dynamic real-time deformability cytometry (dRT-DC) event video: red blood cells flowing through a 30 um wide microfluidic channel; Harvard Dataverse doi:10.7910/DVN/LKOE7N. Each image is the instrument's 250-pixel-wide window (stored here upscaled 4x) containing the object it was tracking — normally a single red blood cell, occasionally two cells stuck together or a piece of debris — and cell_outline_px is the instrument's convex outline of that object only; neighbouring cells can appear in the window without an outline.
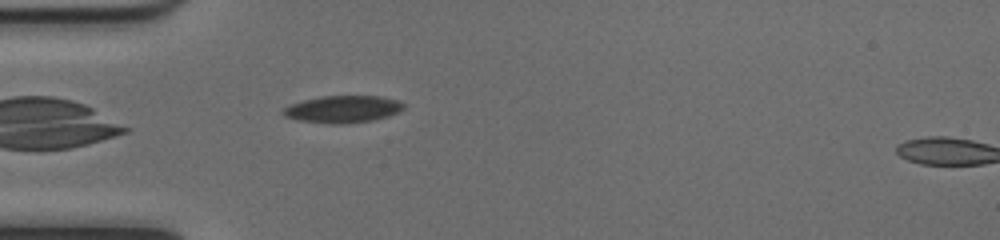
{"species": "common noctule bat (a hibernating species)", "species_latin": "Nyctalus noctula", "temperature_condition": "cold", "stored_images_in_passage": 38, "camera_frame_rate_fps": 3000, "um_per_image_px": 0.085, "animal": {"sex": "female", "body_mass_g": 17.0, "forearm_length_mm": 48.0}, "frame": {"image": 1, "passage_image": 2, "time_ms": 0.333, "image_size_px": [1000, 240], "cell_outline_px": [[404, 108], [388, 116], [372, 120], [340, 124], [332, 124], [300, 120], [284, 116], [280, 112], [284, 108], [292, 104], [304, 100], [320, 96], [380, 96], [400, 100], [404, 104]], "centroid_in_image_um": [29.14, 9.27], "position_along_channel_um": 55.9, "area_um2": 18.9}}
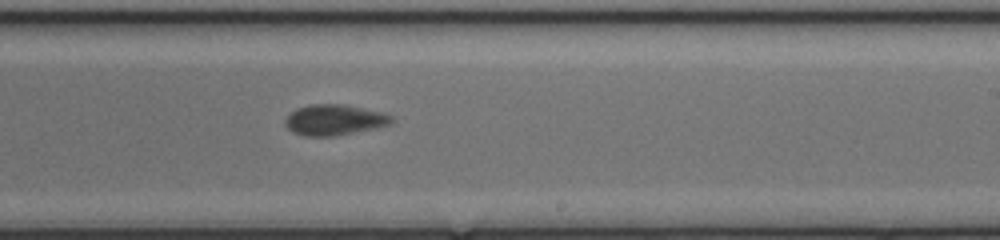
{"frame": {"image": 2, "passage_image": 18, "time_ms": 5.667, "image_size_px": [1000, 240], "cell_outline_px": [[396, 120], [392, 124], [376, 128], [336, 136], [304, 136], [292, 132], [284, 124], [284, 120], [296, 108], [312, 104], [344, 104], [380, 112], [392, 116]], "centroid_in_image_um": [28.43, 10.2], "position_along_channel_um": 260.6, "area_um2": 19.13}}
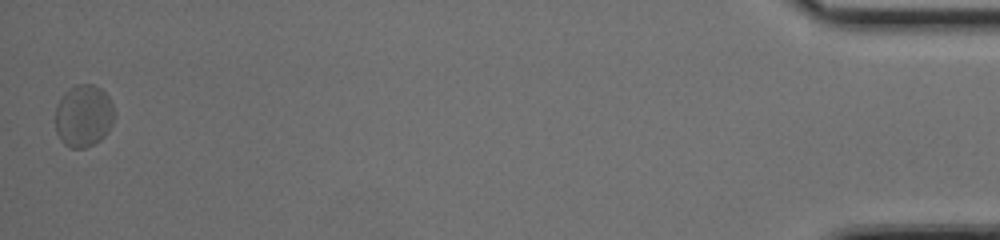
{"frame": {"image": 3, "passage_image": 38, "time_ms": 12.333, "image_size_px": [1000, 240], "cell_outline_px": [[112, 124], [108, 132], [100, 140], [84, 148], [68, 148], [60, 140], [56, 132], [56, 104], [64, 92], [68, 88], [76, 84], [92, 84], [100, 88], [108, 96], [112, 104]], "centroid_in_image_um": [7.07, 9.84], "position_along_channel_um": 428.1, "area_um2": 21.44}, "authors_computed_cell_mechanics": {"area_um2": 19.1318, "velocity_mm_per_s": 3.9612, "shape_relaxation_time_tau1_ms": null, "shape_relaxation_time_tau2_ms": 1.3924, "deformation_change_tau1": null, "deformation_change_tau2": 0.065}}